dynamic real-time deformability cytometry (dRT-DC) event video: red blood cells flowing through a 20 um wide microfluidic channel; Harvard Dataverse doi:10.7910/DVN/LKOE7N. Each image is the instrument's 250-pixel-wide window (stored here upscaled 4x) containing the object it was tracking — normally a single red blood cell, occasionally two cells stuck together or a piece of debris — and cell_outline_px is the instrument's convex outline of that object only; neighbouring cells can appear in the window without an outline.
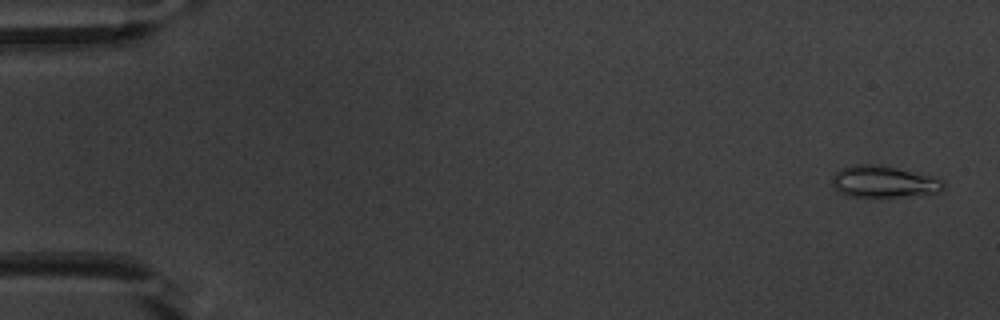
{"species": "common noctule bat (a hibernating species)", "species_latin": "Nyctalus noctula", "temperature_condition": "warm", "stored_images_in_passage": 53, "camera_frame_rate_fps": 3000, "um_per_image_px": 0.085, "animal": {"sex": "male", "body_mass_g": 20.1, "forearm_length_mm": 53.5}, "frame": {"image": 1, "passage_image": 2, "time_ms": 0.333, "image_size_px": [1000, 320], "cell_outline_px": [[944, 188], [936, 192], [896, 196], [852, 196], [840, 192], [832, 184], [832, 176], [840, 168], [852, 164], [880, 164], [932, 176], [940, 180], [944, 184]], "centroid_in_image_um": [75.05, 15.41], "position_along_channel_um": 9.9, "area_um2": 20.11}}
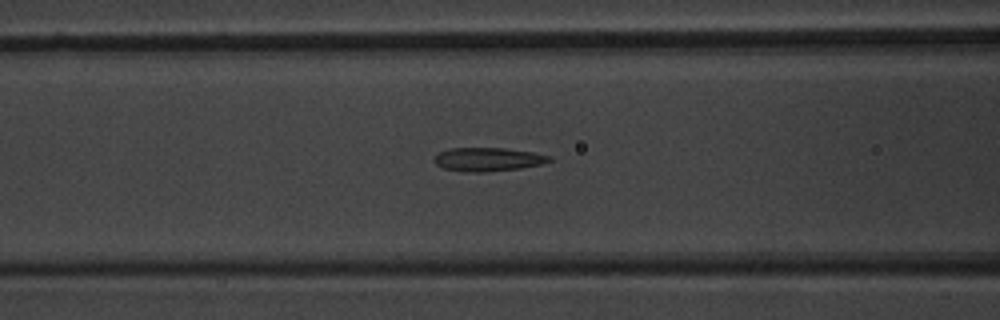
{"frame": {"image": 2, "passage_image": 22, "time_ms": 7.0, "image_size_px": [1000, 320], "cell_outline_px": [[552, 160], [540, 164], [520, 168], [484, 172], [468, 172], [444, 168], [436, 164], [432, 160], [440, 152], [452, 148], [504, 148], [532, 152], [552, 156]], "centroid_in_image_um": [41.48, 13.54], "position_along_channel_um": 125.1, "area_um2": 15.66}}
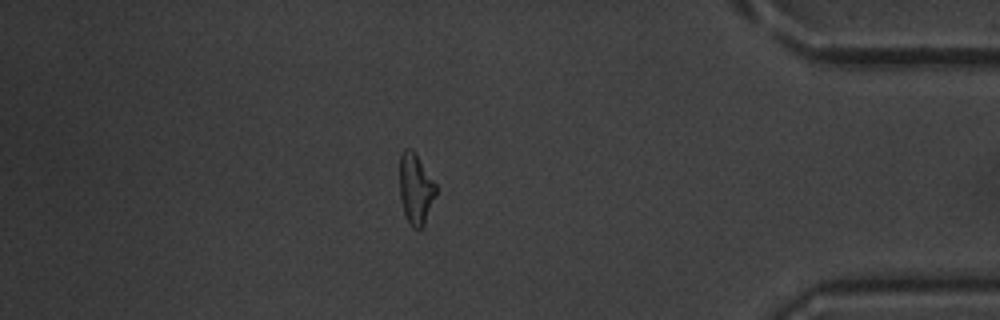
{"frame": {"image": 3, "passage_image": 46, "time_ms": 15.0, "image_size_px": [1000, 320], "cell_outline_px": [[436, 196], [424, 224], [420, 228], [412, 228], [404, 212], [400, 196], [400, 156], [404, 148], [412, 148], [436, 184]], "centroid_in_image_um": [35.33, 16.03], "position_along_channel_um": 399.9, "area_um2": 14.8}, "authors_computed_cell_mechanics": {"area_um2": 15.7794, "velocity_mm_per_s": 3.8522, "shape_relaxation_time_tau1_ms": 5.2336, "shape_relaxation_time_tau2_ms": 1.7227, "deformation_change_tau1": 0.1807, "deformation_change_tau2": 0.1088}}